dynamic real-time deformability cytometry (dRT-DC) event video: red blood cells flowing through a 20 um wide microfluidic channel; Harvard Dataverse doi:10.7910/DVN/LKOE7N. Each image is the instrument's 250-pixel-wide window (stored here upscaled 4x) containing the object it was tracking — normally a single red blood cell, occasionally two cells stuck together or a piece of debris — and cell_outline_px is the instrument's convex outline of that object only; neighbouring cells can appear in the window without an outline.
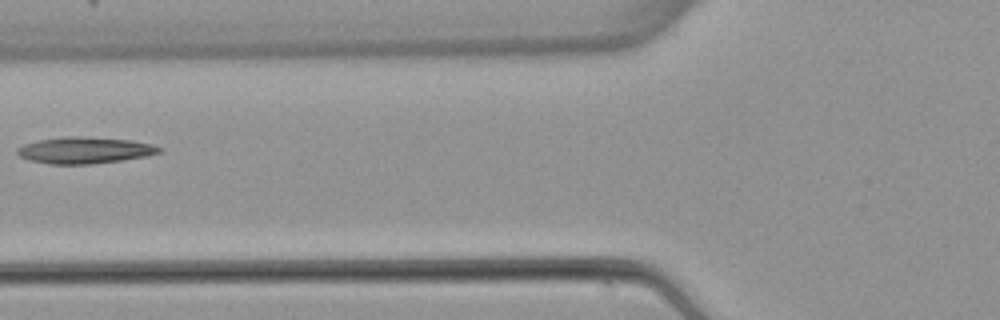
{"species": "common noctule bat (a hibernating species)", "species_latin": "Nyctalus noctula", "temperature_condition": "warm", "stored_images_in_passage": 6, "camera_frame_rate_fps": 3000, "um_per_image_px": 0.085, "animal": {"sex": "female", "body_mass_g": 22.7, "forearm_length_mm": 54.2}, "frame": {"image": 1, "passage_image": 5, "time_ms": 5.333, "image_size_px": [1000, 320], "cell_outline_px": [[164, 148], [160, 152], [144, 156], [120, 160], [92, 164], [48, 164], [28, 160], [20, 156], [16, 152], [16, 148], [24, 144], [40, 140], [64, 136], [80, 136], [132, 140], [152, 144]], "centroid_in_image_um": [7.17, 12.77], "position_along_channel_um": 118.6, "area_um2": 21.91}}
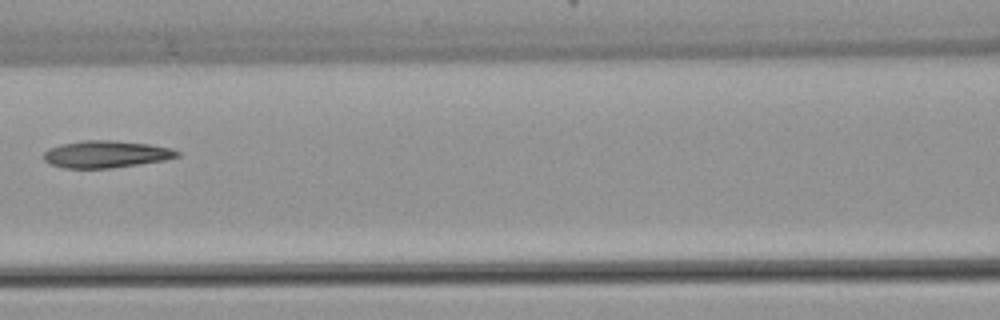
{"frame": {"image": 2, "passage_image": 6, "time_ms": 6.333, "image_size_px": [1000, 320], "cell_outline_px": [[180, 156], [164, 160], [140, 164], [112, 168], [64, 168], [52, 164], [44, 160], [44, 152], [48, 148], [60, 144], [84, 140], [112, 140], [148, 144], [172, 148], [180, 152]], "centroid_in_image_um": [9.02, 13.1], "position_along_channel_um": 157.6, "area_um2": 21.1}}